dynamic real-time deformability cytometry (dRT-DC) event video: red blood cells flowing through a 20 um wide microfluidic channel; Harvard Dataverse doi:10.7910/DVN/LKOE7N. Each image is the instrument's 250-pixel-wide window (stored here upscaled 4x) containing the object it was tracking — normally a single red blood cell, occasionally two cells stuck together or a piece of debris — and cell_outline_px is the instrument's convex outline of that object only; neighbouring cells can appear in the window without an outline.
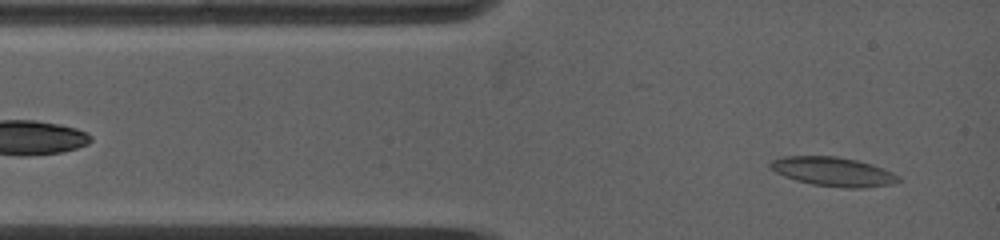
{"species": "common noctule bat (a hibernating species)", "species_latin": "Nyctalus noctula", "temperature_condition": "warm", "stored_images_in_passage": 30, "camera_frame_rate_fps": 5000, "um_per_image_px": 0.085, "animal": {"sex": "female", "body_mass_g": 19.0, "forearm_length_mm": 53.3}, "frame": {"image": 1, "passage_image": 2, "time_ms": 0.2, "image_size_px": [1000, 240], "cell_outline_px": [[900, 180], [892, 184], [864, 188], [844, 188], [812, 184], [796, 180], [784, 176], [776, 172], [768, 164], [772, 160], [784, 156], [836, 156], [856, 160], [872, 164], [892, 172], [900, 176]], "centroid_in_image_um": [70.83, 14.59], "position_along_channel_um": 14.2, "area_um2": 21.68}}
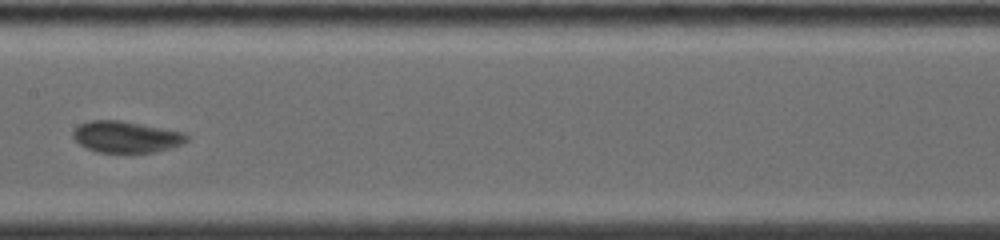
{"frame": {"image": 2, "passage_image": 17, "time_ms": 5.8, "image_size_px": [1000, 240], "cell_outline_px": [[188, 140], [180, 144], [156, 152], [96, 152], [80, 144], [72, 136], [72, 132], [80, 124], [92, 120], [120, 120], [184, 132], [188, 136]], "centroid_in_image_um": [10.71, 11.63], "position_along_channel_um": 196.7, "area_um2": 20.58}}
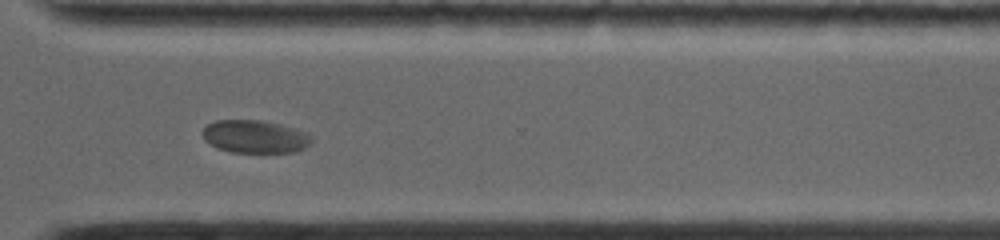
{"frame": {"image": 3, "passage_image": 28, "time_ms": 9.8, "image_size_px": [1000, 240], "cell_outline_px": [[312, 144], [296, 152], [232, 152], [216, 148], [204, 140], [200, 132], [208, 124], [216, 120], [260, 120], [280, 124], [308, 132], [312, 136]], "centroid_in_image_um": [21.68, 11.61], "position_along_channel_um": 348.9, "area_um2": 21.15}, "authors_computed_cell_mechanics": {"area_um2": 20.4901, "velocity_mm_per_s": 3.7954, "shape_relaxation_time_tau1_ms": 7.0151, "shape_relaxation_time_tau2_ms": null, "deformation_change_tau1": 0.1169, "deformation_change_tau2": null}}